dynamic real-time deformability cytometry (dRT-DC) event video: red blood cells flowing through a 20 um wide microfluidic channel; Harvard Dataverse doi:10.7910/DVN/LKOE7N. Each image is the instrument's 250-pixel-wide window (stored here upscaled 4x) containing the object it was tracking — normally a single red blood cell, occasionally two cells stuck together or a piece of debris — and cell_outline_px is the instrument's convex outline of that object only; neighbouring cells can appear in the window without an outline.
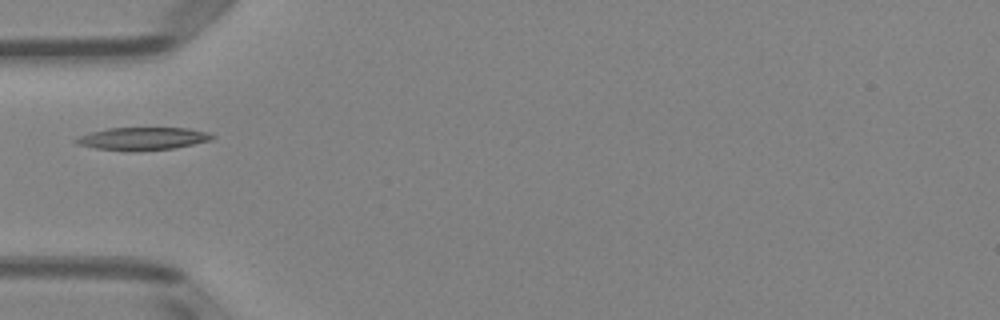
{"species": "Egyptian fruit bat (a non-hibernating species)", "species_latin": "Rousettus aegyptiacus", "temperature_condition": "room temperature", "stored_images_in_passage": 35, "camera_frame_rate_fps": 3000, "um_per_image_px": 0.085, "animal": {"sex": "female"}, "frame": {"image": 1, "passage_image": 1, "time_ms": 0.0, "image_size_px": [1000, 320], "cell_outline_px": [[216, 136], [212, 140], [172, 148], [136, 152], [96, 148], [76, 144], [72, 140], [80, 136], [92, 132], [108, 128], [188, 128], [208, 132]], "centroid_in_image_um": [12.13, 11.79], "position_along_channel_um": 72.9, "area_um2": 18.03}}
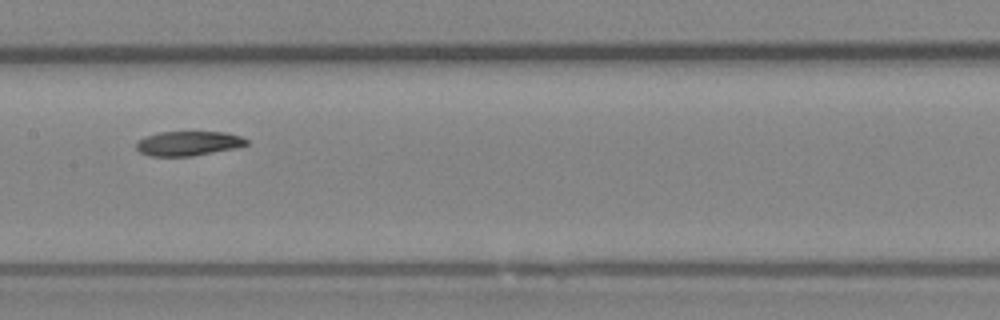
{"frame": {"image": 2, "passage_image": 10, "time_ms": 3.0, "image_size_px": [1000, 320], "cell_outline_px": [[248, 144], [236, 148], [192, 156], [148, 156], [140, 152], [136, 148], [136, 140], [144, 136], [160, 132], [228, 132], [240, 136], [248, 140]], "centroid_in_image_um": [15.98, 12.19], "position_along_channel_um": 191.4, "area_um2": 15.9}}
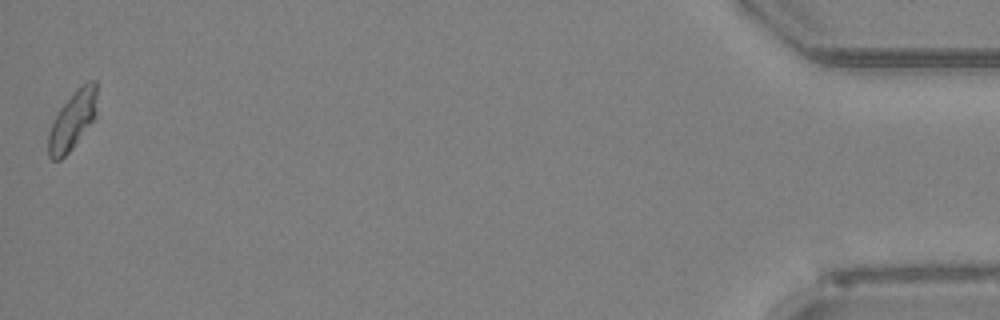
{"frame": {"image": 3, "passage_image": 35, "time_ms": 11.333, "image_size_px": [1000, 320], "cell_outline_px": [[96, 116], [72, 148], [60, 160], [52, 160], [48, 156], [48, 136], [52, 124], [60, 108], [76, 88], [80, 84], [88, 80], [96, 80]], "centroid_in_image_um": [6.17, 10.2], "position_along_channel_um": 429.0, "area_um2": 16.42}}